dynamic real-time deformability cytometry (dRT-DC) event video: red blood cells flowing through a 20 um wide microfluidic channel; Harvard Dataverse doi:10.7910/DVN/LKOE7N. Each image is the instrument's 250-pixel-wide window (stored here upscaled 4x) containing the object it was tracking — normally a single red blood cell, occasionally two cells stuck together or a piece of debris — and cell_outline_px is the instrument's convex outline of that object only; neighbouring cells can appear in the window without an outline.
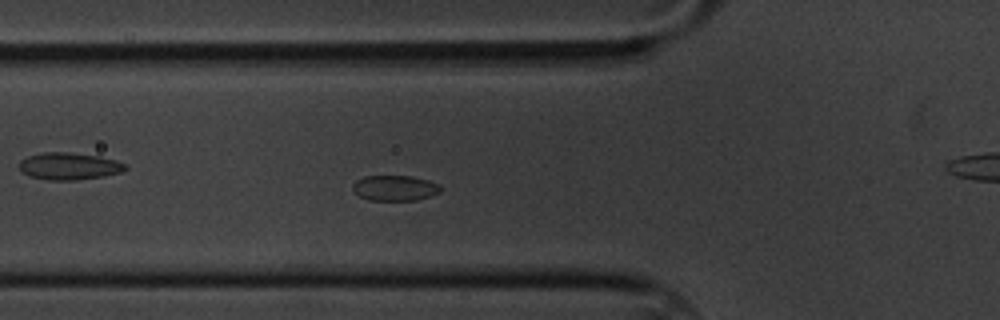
{"species": "common noctule bat (a hibernating species)", "species_latin": "Nyctalus noctula", "temperature_condition": "cold", "stored_images_in_passage": 56, "camera_frame_rate_fps": 3000, "um_per_image_px": 0.085, "animal": {"sex": "male", "body_mass_g": 20.1, "forearm_length_mm": 53.5}, "frame": {"image": 1, "passage_image": 16, "time_ms": 5.0, "image_size_px": [1000, 320], "cell_outline_px": [[444, 188], [440, 192], [416, 200], [368, 200], [352, 192], [352, 184], [356, 180], [364, 176], [412, 176], [428, 180], [440, 184]], "centroid_in_image_um": [33.55, 15.97], "position_along_channel_um": 92.2, "area_um2": 13.18}}
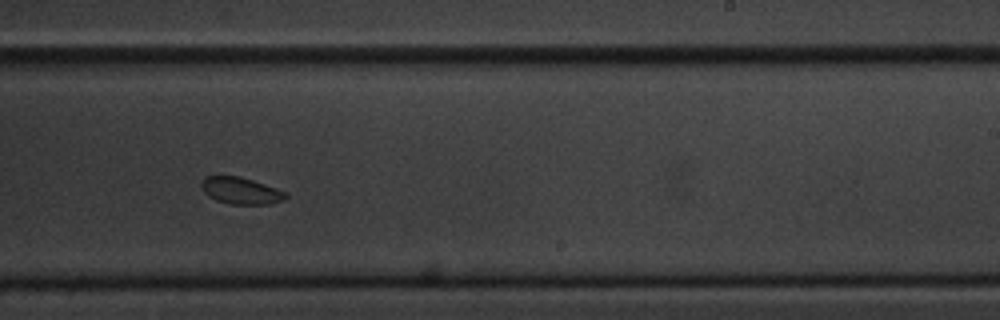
{"frame": {"image": 2, "passage_image": 32, "time_ms": 10.333, "image_size_px": [1000, 320], "cell_outline_px": [[288, 196], [284, 200], [268, 204], [228, 204], [216, 200], [208, 196], [204, 192], [200, 184], [200, 180], [204, 176], [240, 176], [288, 192]], "centroid_in_image_um": [20.45, 16.21], "position_along_channel_um": 268.5, "area_um2": 13.29}}
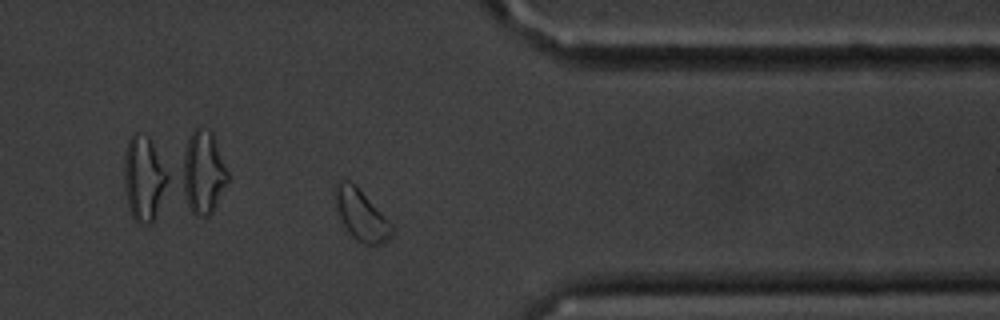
{"frame": {"image": 3, "passage_image": 43, "time_ms": 14.0, "image_size_px": [1000, 320], "cell_outline_px": [[396, 228], [392, 236], [380, 244], [364, 244], [356, 240], [348, 232], [336, 208], [332, 188], [336, 180], [348, 180], [356, 184]], "centroid_in_image_um": [30.68, 18.22], "position_along_channel_um": 380.7, "area_um2": 17.17}, "authors_computed_cell_mechanics": {"area_um2": 14.4211, "velocity_mm_per_s": 3.3018, "shape_relaxation_time_tau1_ms": null, "shape_relaxation_time_tau2_ms": 7.8954, "deformation_change_tau1": null, "deformation_change_tau2": 0.0661}}